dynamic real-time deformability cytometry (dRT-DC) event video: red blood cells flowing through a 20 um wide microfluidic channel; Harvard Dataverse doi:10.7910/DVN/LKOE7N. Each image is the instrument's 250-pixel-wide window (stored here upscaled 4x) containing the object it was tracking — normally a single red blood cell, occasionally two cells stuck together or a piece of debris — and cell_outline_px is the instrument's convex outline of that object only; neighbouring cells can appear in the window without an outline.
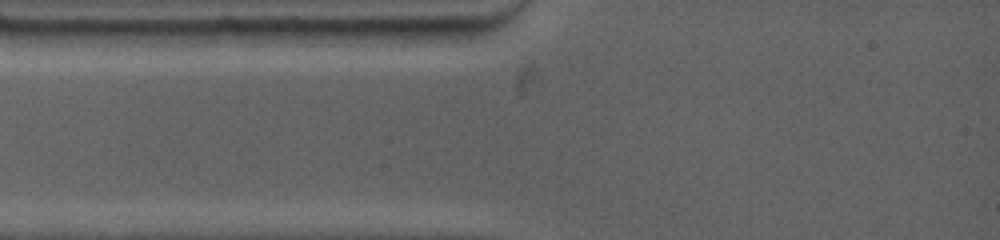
{"species": "common noctule bat (a hibernating species)", "species_latin": "Nyctalus noctula", "temperature_condition": "warm", "stored_images_in_passage": 2, "segment_of_instrument_passage": [2, 2], "camera_frame_rate_fps": 4500, "um_per_image_px": 0.085, "animal": {"sex": "female", "body_mass_g": 19.0, "forearm_length_mm": 53.3}, "frame": {"image": 1, "passage_image": 2, "time_ms": 1.333, "image_size_px": [1000, 240], "cell_outline_px": [[476, 36], [468, 44], [436, 48], [416, 48], [400, 44], [372, 32], [364, 28], [476, 28]], "centroid_in_image_um": [36.34, 3.1], "position_along_channel_um": 48.7, "area_um2": 11.96}}